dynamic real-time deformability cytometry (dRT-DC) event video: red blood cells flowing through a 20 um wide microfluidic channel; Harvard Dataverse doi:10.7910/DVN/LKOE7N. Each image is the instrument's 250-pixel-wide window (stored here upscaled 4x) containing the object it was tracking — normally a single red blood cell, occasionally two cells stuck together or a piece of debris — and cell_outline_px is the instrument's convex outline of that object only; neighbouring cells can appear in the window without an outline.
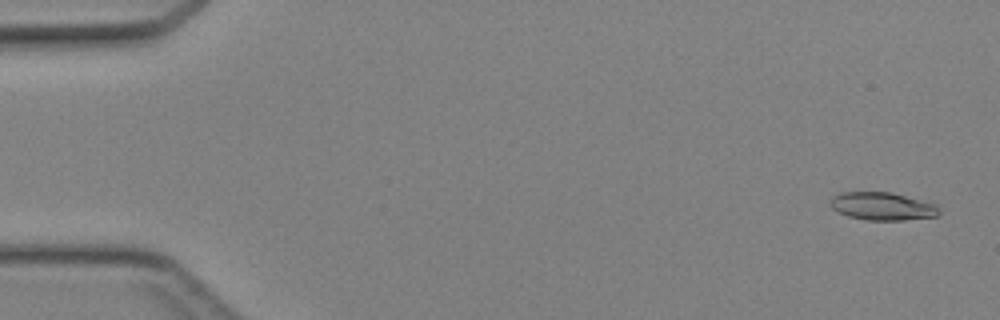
{"species": "Egyptian fruit bat (a non-hibernating species)", "species_latin": "Rousettus aegyptiacus", "temperature_condition": "cold", "stored_images_in_passage": 46, "segment_of_instrument_passage": [1, 2], "camera_frame_rate_fps": 3000, "um_per_image_px": 0.085, "animal": {"sex": "female"}, "frame": {"image": 1, "passage_image": 2, "time_ms": 0.333, "image_size_px": [1000, 320], "cell_outline_px": [[940, 212], [936, 216], [904, 220], [864, 220], [848, 216], [832, 208], [828, 204], [828, 200], [832, 196], [840, 192], [892, 192], [936, 204]], "centroid_in_image_um": [74.95, 17.52], "position_along_channel_um": 10.0, "area_um2": 17.8}}
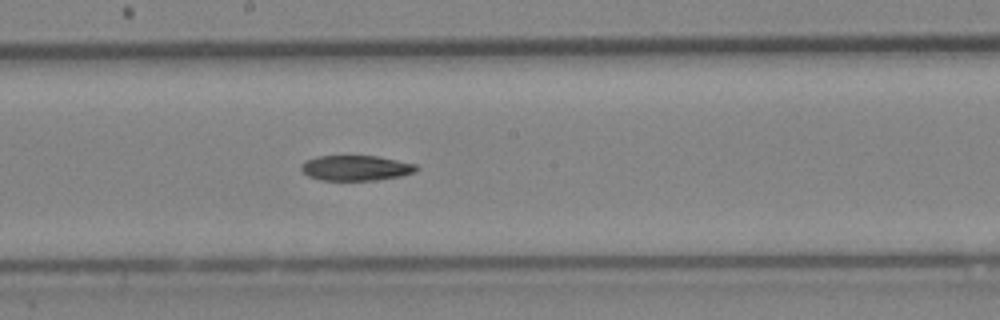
{"frame": {"image": 2, "passage_image": 25, "time_ms": 8.0, "image_size_px": [1000, 320], "cell_outline_px": [[420, 168], [416, 172], [400, 176], [376, 180], [320, 180], [308, 176], [300, 168], [300, 164], [304, 160], [316, 156], [376, 156], [416, 164]], "centroid_in_image_um": [30.23, 14.27], "position_along_channel_um": 218.0, "area_um2": 17.05}}
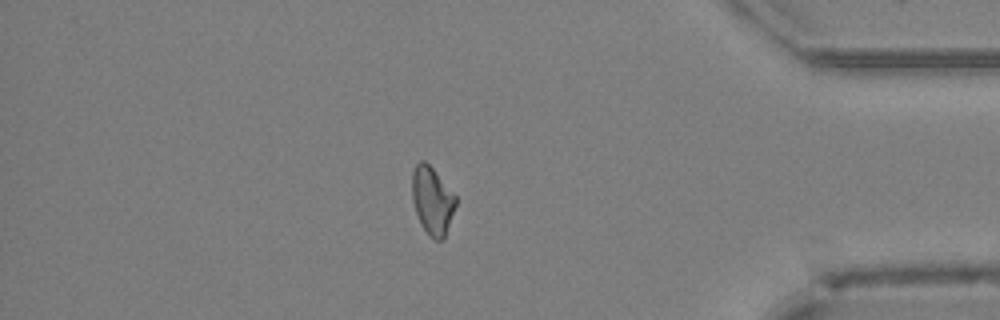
{"frame": {"image": 3, "passage_image": 39, "time_ms": 12.667, "image_size_px": [1000, 320], "cell_outline_px": [[456, 204], [444, 240], [436, 240], [420, 224], [412, 200], [412, 172], [416, 164], [420, 160], [424, 160], [432, 168], [456, 196]], "centroid_in_image_um": [36.73, 17.04], "position_along_channel_um": 398.5, "area_um2": 16.99}}